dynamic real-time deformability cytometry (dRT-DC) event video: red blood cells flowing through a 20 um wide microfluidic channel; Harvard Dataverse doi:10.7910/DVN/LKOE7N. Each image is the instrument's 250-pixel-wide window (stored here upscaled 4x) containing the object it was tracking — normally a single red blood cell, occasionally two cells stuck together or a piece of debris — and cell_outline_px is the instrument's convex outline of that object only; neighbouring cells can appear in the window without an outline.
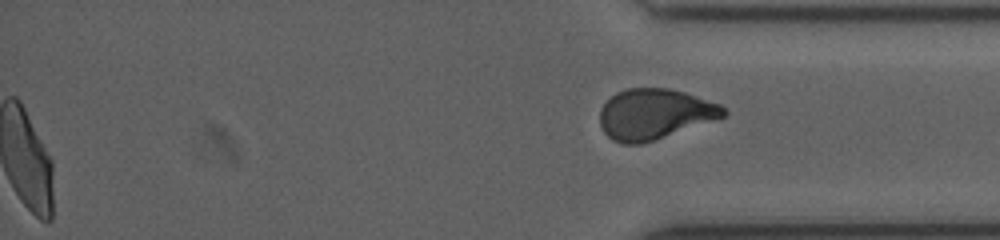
{"species": "human", "species_latin": "Homo sapiens", "temperature_condition": "cold", "stored_images_in_passage": 35, "segment_of_instrument_passage": [2, 2], "camera_frame_rate_fps": 3000, "um_per_image_px": 0.085, "donor": {"sex": "female"}, "frame": {"image": 1, "passage_image": 35, "time_ms": 10.667, "image_size_px": [1000, 240], "cell_outline_px": [[728, 112], [724, 116], [640, 144], [620, 144], [612, 140], [604, 132], [600, 124], [600, 108], [616, 92], [628, 88], [668, 88], [684, 92], [720, 104]], "centroid_in_image_um": [55.59, 9.68], "position_along_channel_um": 379.6, "area_um2": 35.84}}